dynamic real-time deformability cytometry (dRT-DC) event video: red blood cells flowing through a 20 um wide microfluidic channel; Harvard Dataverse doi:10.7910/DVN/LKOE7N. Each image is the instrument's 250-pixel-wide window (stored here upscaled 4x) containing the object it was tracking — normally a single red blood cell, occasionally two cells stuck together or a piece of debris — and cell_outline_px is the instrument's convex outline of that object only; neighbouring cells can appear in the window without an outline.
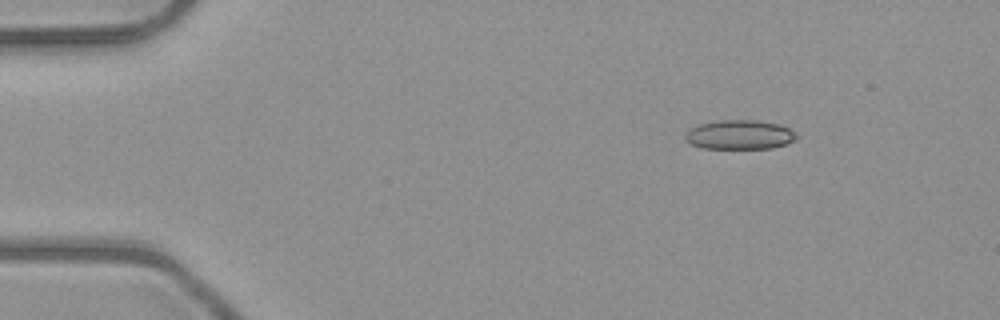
{"species": "common noctule bat (a hibernating species)", "species_latin": "Nyctalus noctula", "temperature_condition": "room temperature", "stored_images_in_passage": 45, "camera_frame_rate_fps": 3000, "um_per_image_px": 0.085, "animal": {"sex": "male", "body_mass_g": 23.1, "forearm_length_mm": 52.7}, "frame": {"image": 1, "passage_image": 1, "time_ms": 0.0, "image_size_px": [1000, 320], "cell_outline_px": [[800, 136], [796, 140], [772, 148], [704, 148], [692, 144], [684, 136], [696, 124], [720, 120], [756, 120], [780, 124], [796, 132]], "centroid_in_image_um": [62.92, 11.44], "position_along_channel_um": 22.1, "area_um2": 18.96}}
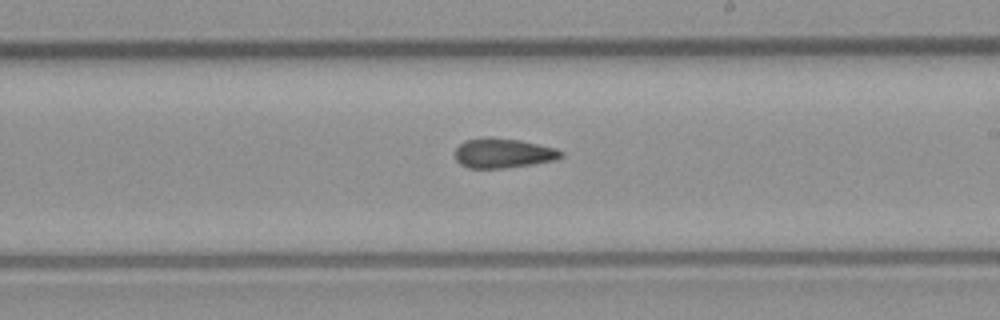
{"frame": {"image": 2, "passage_image": 24, "time_ms": 7.667, "image_size_px": [1000, 320], "cell_outline_px": [[564, 156], [556, 160], [532, 164], [500, 168], [468, 168], [460, 164], [456, 160], [456, 148], [464, 140], [488, 136], [492, 136], [520, 140], [556, 148], [564, 152]], "centroid_in_image_um": [42.77, 13.0], "position_along_channel_um": 246.2, "area_um2": 18.5}}
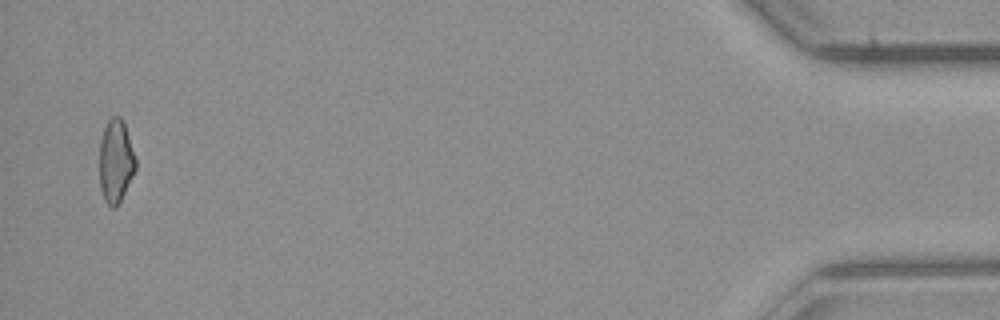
{"frame": {"image": 3, "passage_image": 44, "time_ms": 14.333, "image_size_px": [1000, 320], "cell_outline_px": [[136, 168], [116, 208], [112, 208], [104, 200], [100, 188], [100, 140], [104, 128], [108, 120], [112, 116], [120, 116], [124, 124], [136, 160]], "centroid_in_image_um": [9.82, 13.7], "position_along_channel_um": 425.4, "area_um2": 17.22}, "authors_computed_cell_mechanics": {"area_um2": 18.2648, "velocity_mm_per_s": 4.0381, "shape_relaxation_time_tau1_ms": 5.3123, "shape_relaxation_time_tau2_ms": 4.0967, "deformation_change_tau1": 0.131, "deformation_change_tau2": 0.1282}}